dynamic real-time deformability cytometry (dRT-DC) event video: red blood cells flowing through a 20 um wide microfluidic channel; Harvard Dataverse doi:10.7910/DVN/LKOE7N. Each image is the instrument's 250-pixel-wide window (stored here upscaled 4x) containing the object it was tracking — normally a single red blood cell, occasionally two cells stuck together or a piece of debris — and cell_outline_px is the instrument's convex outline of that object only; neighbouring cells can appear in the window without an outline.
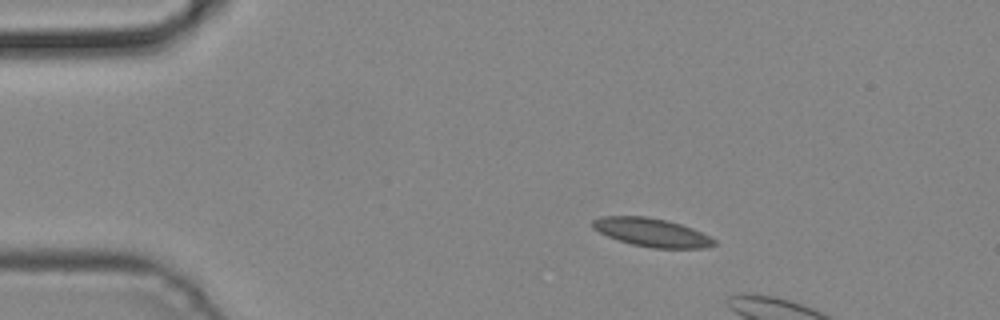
{"species": "common noctule bat (a hibernating species)", "species_latin": "Nyctalus noctula", "temperature_condition": "cold", "stored_images_in_passage": 3, "camera_frame_rate_fps": 3000, "um_per_image_px": 0.085, "animal": {"sex": "male", "body_mass_g": 19.2, "forearm_length_mm": 51.8}, "frame": {"image": 1, "passage_image": 2, "time_ms": 0.333, "image_size_px": [1000, 320], "cell_outline_px": [[716, 244], [704, 248], [652, 248], [632, 244], [608, 236], [592, 228], [592, 220], [600, 216], [644, 216], [668, 220], [692, 228], [716, 240]], "centroid_in_image_um": [55.38, 19.75], "position_along_channel_um": 29.6, "area_um2": 20.0}}